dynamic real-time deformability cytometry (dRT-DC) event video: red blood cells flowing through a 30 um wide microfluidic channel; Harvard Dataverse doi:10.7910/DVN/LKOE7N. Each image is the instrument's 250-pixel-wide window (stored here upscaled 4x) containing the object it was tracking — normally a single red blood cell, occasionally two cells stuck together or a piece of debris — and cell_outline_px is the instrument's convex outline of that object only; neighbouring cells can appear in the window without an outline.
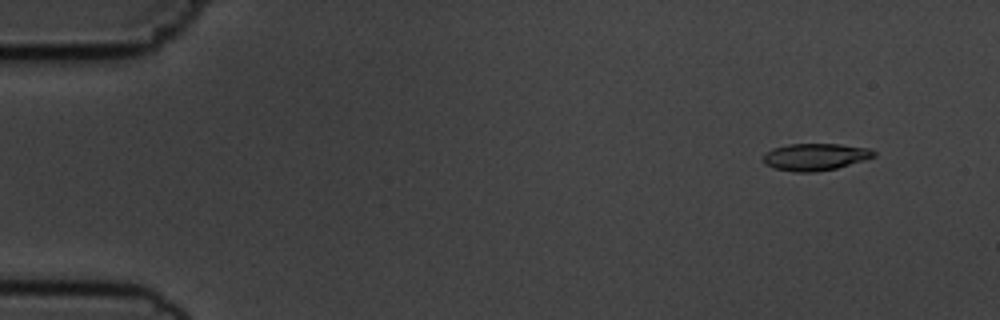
{"species": "common noctule bat (a hibernating species)", "species_latin": "Nyctalus noctula", "temperature_condition": "cold", "stored_images_in_passage": 55, "camera_frame_rate_fps": 3000, "um_per_image_px": 0.085, "animal": {"sex": "male", "body_mass_g": 19.5, "forearm_length_mm": 54.6}, "frame": {"image": 1, "passage_image": 5, "time_ms": 1.333, "image_size_px": [1000, 320], "cell_outline_px": [[876, 156], [864, 160], [836, 168], [816, 172], [796, 172], [772, 168], [764, 164], [764, 156], [772, 148], [788, 144], [840, 144], [868, 148], [876, 152]], "centroid_in_image_um": [69.29, 13.33], "position_along_channel_um": 15.7, "area_um2": 17.4}}
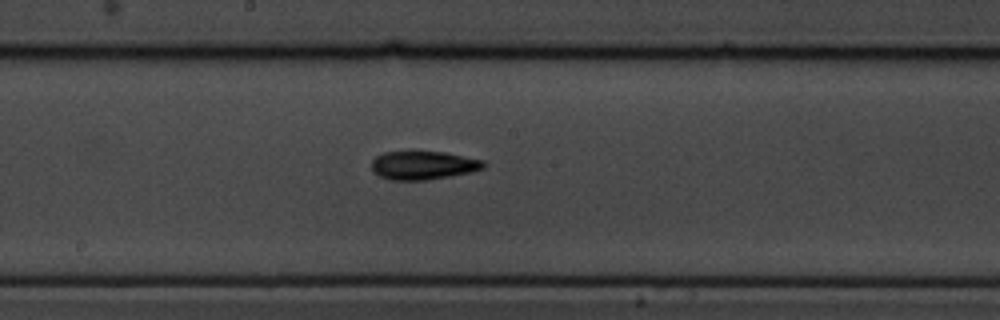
{"frame": {"image": 2, "passage_image": 30, "time_ms": 9.667, "image_size_px": [1000, 320], "cell_outline_px": [[484, 168], [468, 172], [428, 180], [388, 180], [372, 172], [372, 160], [376, 156], [384, 152], [408, 148], [412, 148], [444, 152], [484, 160]], "centroid_in_image_um": [35.89, 13.99], "position_along_channel_um": 212.3, "area_um2": 19.36}}
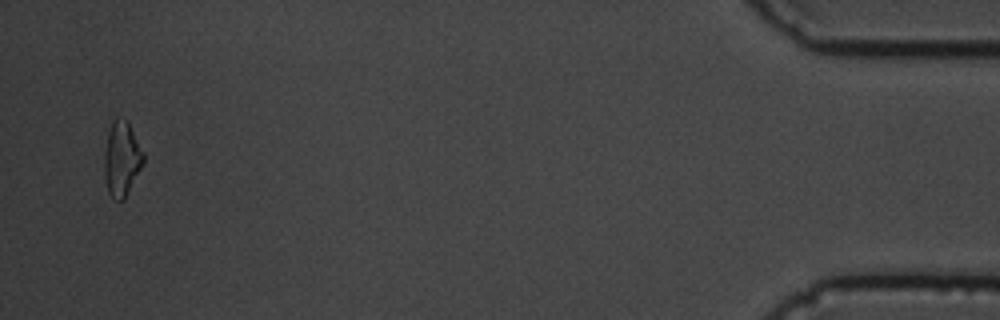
{"frame": {"image": 3, "passage_image": 54, "time_ms": 17.667, "image_size_px": [1000, 320], "cell_outline_px": [[144, 164], [124, 200], [112, 200], [108, 192], [104, 176], [104, 156], [108, 132], [112, 120], [116, 116], [124, 116], [128, 120], [144, 152]], "centroid_in_image_um": [10.36, 13.47], "position_along_channel_um": 424.8, "area_um2": 17.57}, "authors_computed_cell_mechanics": {"area_um2": 17.7446, "velocity_mm_per_s": 3.6637, "shape_relaxation_time_tau1_ms": 3.0193, "shape_relaxation_time_tau2_ms": 4.6402, "deformation_change_tau1": 0.1372, "deformation_change_tau2": 0.1211}}